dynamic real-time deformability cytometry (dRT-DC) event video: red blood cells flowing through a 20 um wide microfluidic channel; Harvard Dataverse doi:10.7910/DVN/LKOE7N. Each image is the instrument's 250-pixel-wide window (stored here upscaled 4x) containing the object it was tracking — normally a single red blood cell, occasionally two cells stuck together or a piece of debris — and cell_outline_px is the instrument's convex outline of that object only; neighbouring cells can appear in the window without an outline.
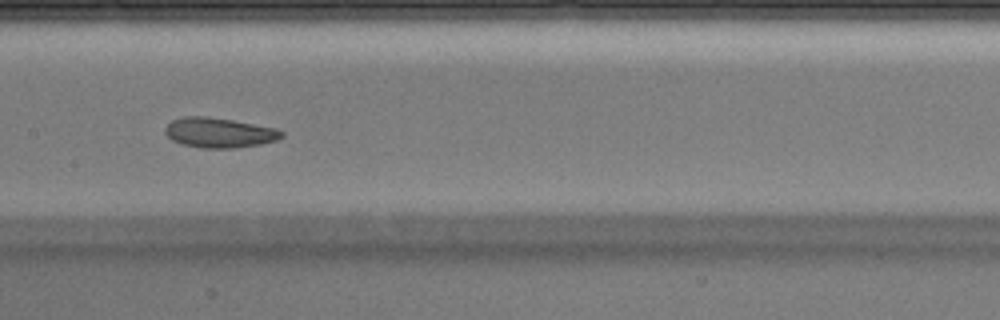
{"species": "Egyptian fruit bat (a non-hibernating species)", "species_latin": "Rousettus aegyptiacus", "temperature_condition": "warm", "stored_images_in_passage": 33, "camera_frame_rate_fps": 3000, "um_per_image_px": 0.085, "animal": {"sex": "male"}, "frame": {"image": 1, "passage_image": 10, "time_ms": 3.0, "image_size_px": [1000, 320], "cell_outline_px": [[284, 136], [276, 140], [260, 144], [236, 148], [200, 148], [180, 144], [172, 140], [164, 132], [164, 128], [172, 120], [184, 116], [208, 116], [232, 120], [276, 128], [284, 132]], "centroid_in_image_um": [18.61, 11.28], "position_along_channel_um": 188.8, "area_um2": 20.46}}